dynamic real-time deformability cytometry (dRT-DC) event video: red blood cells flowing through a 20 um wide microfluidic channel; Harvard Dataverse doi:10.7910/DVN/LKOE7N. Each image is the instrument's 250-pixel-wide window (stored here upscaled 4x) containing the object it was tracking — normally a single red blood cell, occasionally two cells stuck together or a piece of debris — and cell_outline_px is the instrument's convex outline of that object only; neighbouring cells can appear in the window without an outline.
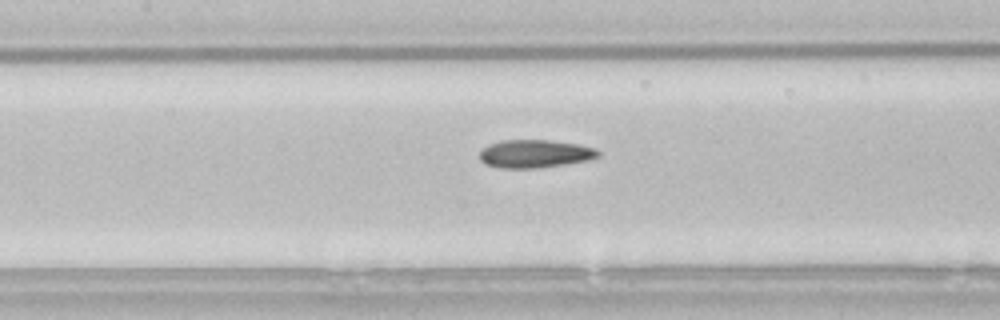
{"species": "common noctule bat (a hibernating species)", "species_latin": "Nyctalus noctula", "temperature_condition": "room temperature", "stored_images_in_passage": 39, "camera_frame_rate_fps": 3000, "um_per_image_px": 0.085, "animal": {"sex": "male", "body_mass_g": 21.5, "forearm_length_mm": 52.0}, "frame": {"image": 1, "passage_image": 16, "time_ms": 5.0, "image_size_px": [1000, 320], "cell_outline_px": [[600, 156], [588, 160], [564, 164], [536, 168], [500, 168], [484, 164], [480, 160], [480, 148], [488, 144], [500, 140], [548, 140], [576, 144], [596, 148], [600, 152]], "centroid_in_image_um": [45.42, 13.06], "position_along_channel_um": 162.0, "area_um2": 19.48}}
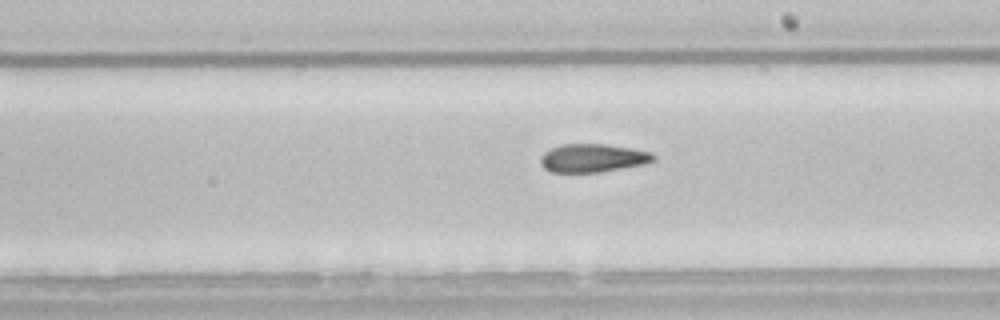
{"frame": {"image": 2, "passage_image": 22, "time_ms": 7.0, "image_size_px": [1000, 320], "cell_outline_px": [[656, 160], [644, 164], [600, 172], [552, 172], [544, 168], [540, 164], [540, 156], [544, 152], [552, 148], [564, 144], [608, 144], [652, 152], [656, 156]], "centroid_in_image_um": [50.4, 13.43], "position_along_channel_um": 238.6, "area_um2": 18.67}}
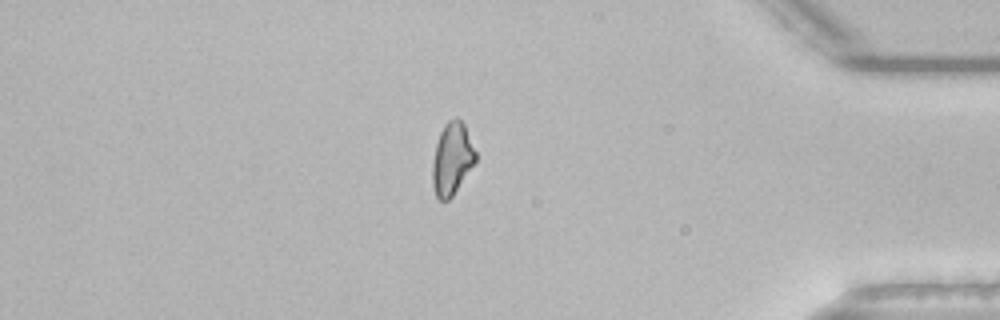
{"frame": {"image": 3, "passage_image": 37, "time_ms": 12.0, "image_size_px": [1000, 320], "cell_outline_px": [[476, 160], [452, 196], [448, 200], [440, 200], [436, 196], [432, 184], [432, 164], [436, 144], [440, 132], [444, 124], [448, 120], [456, 116], [464, 124], [476, 152]], "centroid_in_image_um": [38.4, 13.47], "position_along_channel_um": 396.8, "area_um2": 17.98}}